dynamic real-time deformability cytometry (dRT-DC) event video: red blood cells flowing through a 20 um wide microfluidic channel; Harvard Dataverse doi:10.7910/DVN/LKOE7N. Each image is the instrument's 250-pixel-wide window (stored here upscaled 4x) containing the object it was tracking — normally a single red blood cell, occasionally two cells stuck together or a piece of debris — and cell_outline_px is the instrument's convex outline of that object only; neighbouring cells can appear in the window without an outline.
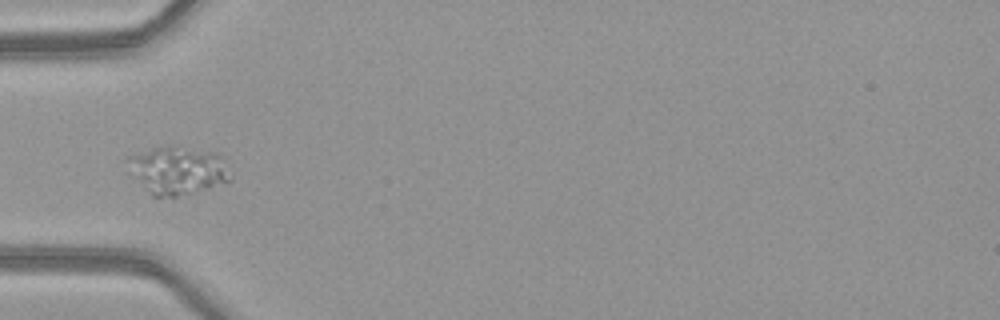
{"species": "common noctule bat (a hibernating species)", "species_latin": "Nyctalus noctula", "temperature_condition": "warm", "stored_images_in_passage": 3, "camera_frame_rate_fps": 3000, "um_per_image_px": 0.085, "animal": {"sex": "female", "body_mass_g": 21.9}, "frame": {"image": 1, "passage_image": 3, "time_ms": 0.667, "image_size_px": [1000, 320], "cell_outline_px": [[232, 180], [208, 188], [176, 196], [152, 196], [124, 172], [128, 156], [152, 148], [172, 148], [216, 152], [232, 176]], "centroid_in_image_um": [14.98, 14.52], "position_along_channel_um": 70.0, "area_um2": 28.38}}